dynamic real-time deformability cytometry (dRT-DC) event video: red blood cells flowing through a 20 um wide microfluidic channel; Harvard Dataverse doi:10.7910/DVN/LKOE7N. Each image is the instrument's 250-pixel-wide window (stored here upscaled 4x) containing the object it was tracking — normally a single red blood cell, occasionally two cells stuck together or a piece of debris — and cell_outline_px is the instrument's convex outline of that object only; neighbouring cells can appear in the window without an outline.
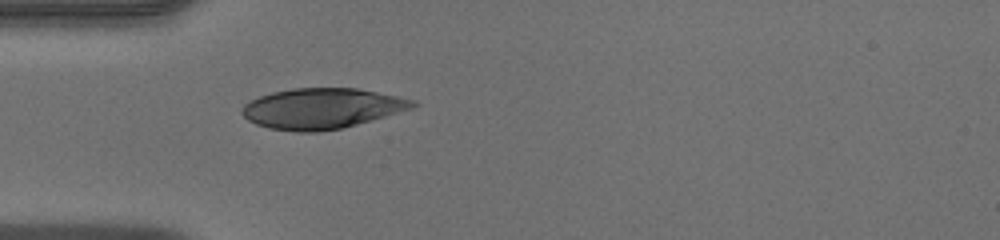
{"species": "human", "species_latin": "Homo sapiens", "temperature_condition": "warm", "stored_images_in_passage": 34, "camera_frame_rate_fps": 3000, "um_per_image_px": 0.085, "donor": {"sex": "male"}, "frame": {"image": 1, "passage_image": 1, "time_ms": 0.0, "image_size_px": [1000, 240], "cell_outline_px": [[420, 104], [412, 108], [372, 120], [340, 128], [320, 132], [296, 132], [268, 128], [256, 124], [248, 120], [240, 112], [240, 108], [244, 104], [260, 96], [272, 92], [292, 88], [356, 88], [416, 100]], "centroid_in_image_um": [27.33, 9.22], "position_along_channel_um": 57.7, "area_um2": 40.23}}
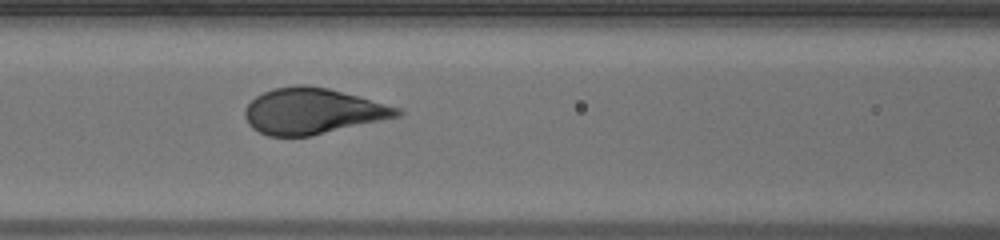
{"frame": {"image": 2, "passage_image": 7, "time_ms": 2.0, "image_size_px": [1000, 240], "cell_outline_px": [[404, 112], [400, 116], [312, 136], [268, 136], [252, 128], [248, 124], [244, 116], [244, 108], [256, 96], [272, 88], [296, 84], [304, 84], [328, 88], [400, 108]], "centroid_in_image_um": [26.54, 9.44], "position_along_channel_um": 140.1, "area_um2": 40.69}}
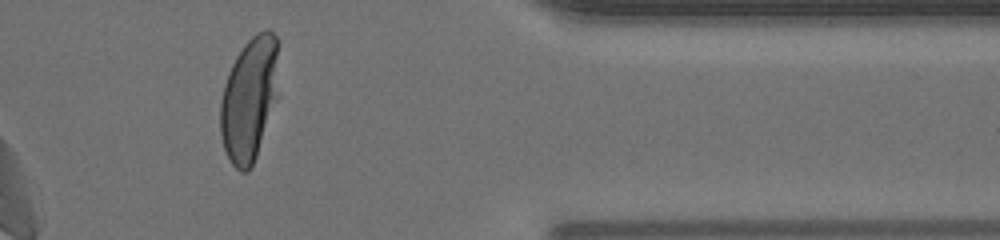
{"frame": {"image": 3, "passage_image": 26, "time_ms": 8.333, "image_size_px": [1000, 240], "cell_outline_px": [[280, 96], [256, 156], [248, 172], [240, 172], [232, 164], [224, 148], [220, 132], [220, 100], [224, 84], [228, 72], [236, 56], [244, 44], [256, 32], [264, 28], [268, 28], [276, 36]], "centroid_in_image_um": [21.22, 8.39], "position_along_channel_um": 390.2, "area_um2": 42.95}}